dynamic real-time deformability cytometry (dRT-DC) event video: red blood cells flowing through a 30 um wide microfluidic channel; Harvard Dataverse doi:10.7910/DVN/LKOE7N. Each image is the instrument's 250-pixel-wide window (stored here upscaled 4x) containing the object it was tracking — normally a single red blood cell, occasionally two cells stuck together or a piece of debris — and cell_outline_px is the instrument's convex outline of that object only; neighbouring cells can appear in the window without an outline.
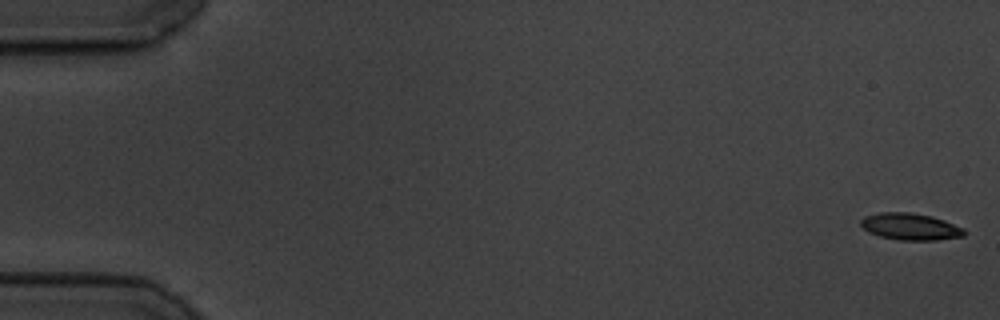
{"species": "common noctule bat (a hibernating species)", "species_latin": "Nyctalus noctula", "temperature_condition": "cold", "stored_images_in_passage": 58, "camera_frame_rate_fps": 3000, "um_per_image_px": 0.085, "animal": {"sex": "male", "body_mass_g": 19.5, "forearm_length_mm": 54.6}, "frame": {"image": 1, "passage_image": 1, "time_ms": 0.0, "image_size_px": [1000, 320], "cell_outline_px": [[968, 232], [964, 236], [936, 240], [900, 240], [880, 236], [868, 232], [860, 224], [860, 220], [864, 216], [880, 212], [912, 212], [932, 216], [944, 220], [964, 228]], "centroid_in_image_um": [77.4, 19.25], "position_along_channel_um": 7.6, "area_um2": 16.3}}
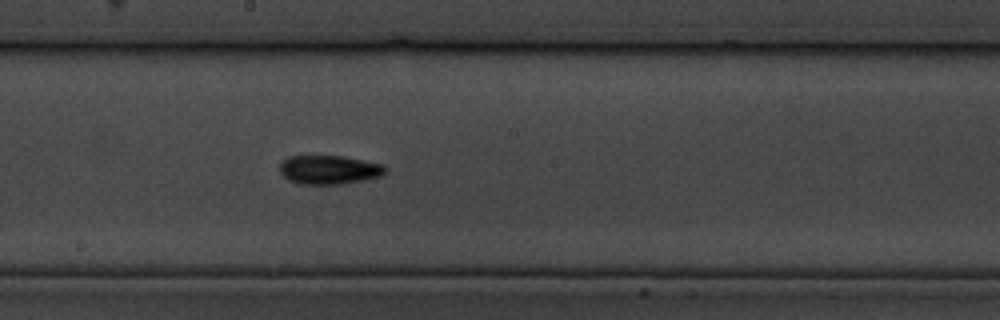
{"frame": {"image": 2, "passage_image": 32, "time_ms": 10.333, "image_size_px": [1000, 320], "cell_outline_px": [[388, 168], [380, 176], [364, 180], [340, 184], [296, 184], [288, 180], [280, 172], [280, 160], [288, 156], [344, 156], [384, 164]], "centroid_in_image_um": [27.95, 14.42], "position_along_channel_um": 220.2, "area_um2": 17.98}}
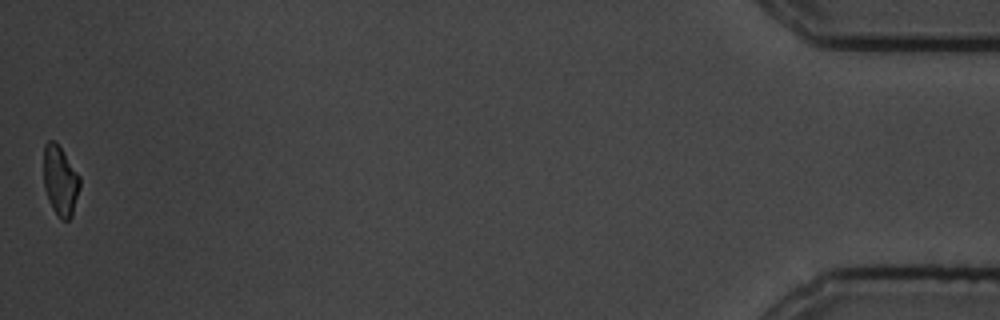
{"frame": {"image": 3, "passage_image": 58, "time_ms": 19.0, "image_size_px": [1000, 320], "cell_outline_px": [[80, 188], [72, 216], [68, 220], [60, 220], [52, 208], [48, 200], [44, 188], [44, 144], [48, 140], [52, 140], [60, 148], [80, 176]], "centroid_in_image_um": [5.12, 15.41], "position_along_channel_um": 430.1, "area_um2": 14.68}, "authors_computed_cell_mechanics": {"area_um2": 16.2996, "velocity_mm_per_s": 3.481, "shape_relaxation_time_tau1_ms": 3.1486, "shape_relaxation_time_tau2_ms": 3.8392, "deformation_change_tau1": 0.1064, "deformation_change_tau2": 0.1008}}